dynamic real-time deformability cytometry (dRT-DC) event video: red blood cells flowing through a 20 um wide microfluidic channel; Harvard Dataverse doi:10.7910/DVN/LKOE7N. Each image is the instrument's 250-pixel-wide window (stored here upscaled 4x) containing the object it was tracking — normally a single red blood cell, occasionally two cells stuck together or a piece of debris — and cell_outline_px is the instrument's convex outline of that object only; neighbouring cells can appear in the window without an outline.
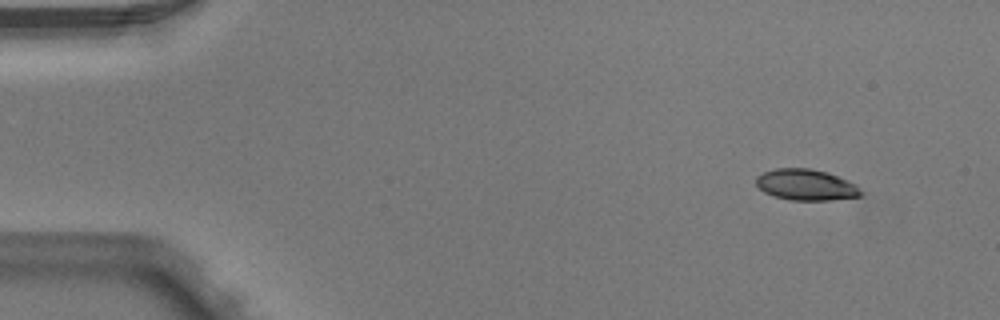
{"species": "Egyptian fruit bat (a non-hibernating species)", "species_latin": "Rousettus aegyptiacus", "temperature_condition": "warm", "stored_images_in_passage": 4, "camera_frame_rate_fps": 3000, "um_per_image_px": 0.085, "animal": {"sex": "male"}, "frame": {"image": 1, "passage_image": 1, "time_ms": 0.0, "image_size_px": [1000, 320], "cell_outline_px": [[864, 196], [832, 200], [792, 200], [776, 196], [764, 192], [756, 184], [756, 176], [764, 172], [776, 168], [812, 168], [828, 172], [848, 180], [856, 184], [864, 192]], "centroid_in_image_um": [68.58, 15.7], "position_along_channel_um": 16.4, "area_um2": 19.19}}